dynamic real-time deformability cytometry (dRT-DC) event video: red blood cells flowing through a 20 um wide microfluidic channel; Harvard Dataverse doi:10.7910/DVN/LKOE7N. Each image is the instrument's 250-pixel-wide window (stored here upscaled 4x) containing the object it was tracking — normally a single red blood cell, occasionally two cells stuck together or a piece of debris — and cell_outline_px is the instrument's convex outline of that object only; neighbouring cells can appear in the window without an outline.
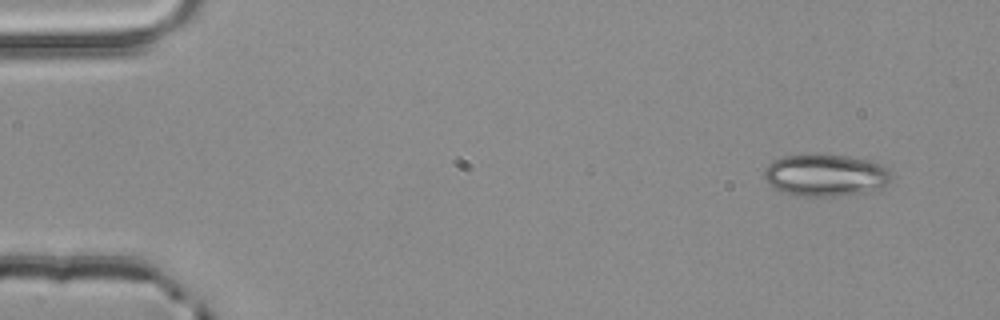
{"species": "common noctule bat (a hibernating species)", "species_latin": "Nyctalus noctula", "temperature_condition": "room temperature", "stored_images_in_passage": 3, "camera_frame_rate_fps": 3000, "um_per_image_px": 0.085, "animal": {"sex": "male", "body_mass_g": 20.4}, "frame": {"image": 1, "passage_image": 1, "time_ms": 0.0, "image_size_px": [1000, 320], "cell_outline_px": [[892, 176], [888, 184], [872, 192], [832, 196], [796, 196], [772, 188], [768, 184], [764, 176], [764, 172], [768, 164], [772, 160], [784, 156], [812, 152], [820, 152], [876, 160], [884, 164], [888, 168]], "centroid_in_image_um": [70.2, 14.85], "position_along_channel_um": 14.8, "area_um2": 32.43}}